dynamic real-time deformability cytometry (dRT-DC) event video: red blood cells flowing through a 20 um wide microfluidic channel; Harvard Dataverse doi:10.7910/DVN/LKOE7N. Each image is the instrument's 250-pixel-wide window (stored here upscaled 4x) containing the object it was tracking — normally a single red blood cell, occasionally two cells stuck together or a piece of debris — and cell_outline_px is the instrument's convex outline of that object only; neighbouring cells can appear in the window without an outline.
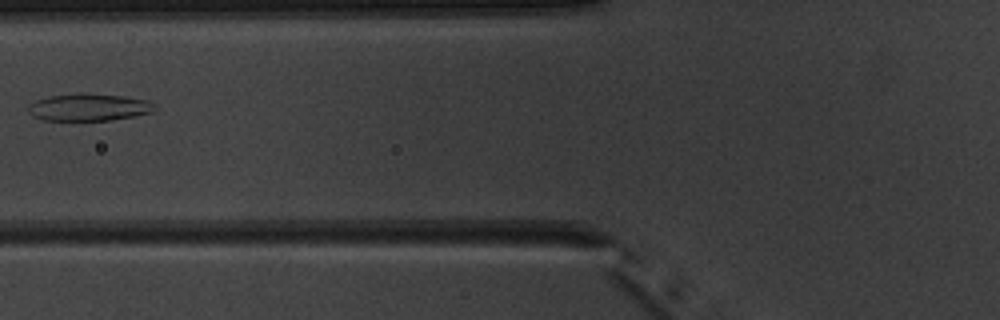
{"species": "common noctule bat (a hibernating species)", "species_latin": "Nyctalus noctula", "temperature_condition": "warm", "stored_images_in_passage": 6, "camera_frame_rate_fps": 3000, "um_per_image_px": 0.085, "animal": {"sex": "male", "body_mass_g": 20.1, "forearm_length_mm": 53.5}, "frame": {"image": 1, "passage_image": 6, "time_ms": 5.667, "image_size_px": [1000, 320], "cell_outline_px": [[160, 108], [156, 112], [112, 120], [44, 120], [32, 116], [28, 112], [28, 104], [36, 100], [52, 96], [124, 96], [148, 100], [156, 104]], "centroid_in_image_um": [7.65, 9.17], "position_along_channel_um": 118.2, "area_um2": 19.42}}